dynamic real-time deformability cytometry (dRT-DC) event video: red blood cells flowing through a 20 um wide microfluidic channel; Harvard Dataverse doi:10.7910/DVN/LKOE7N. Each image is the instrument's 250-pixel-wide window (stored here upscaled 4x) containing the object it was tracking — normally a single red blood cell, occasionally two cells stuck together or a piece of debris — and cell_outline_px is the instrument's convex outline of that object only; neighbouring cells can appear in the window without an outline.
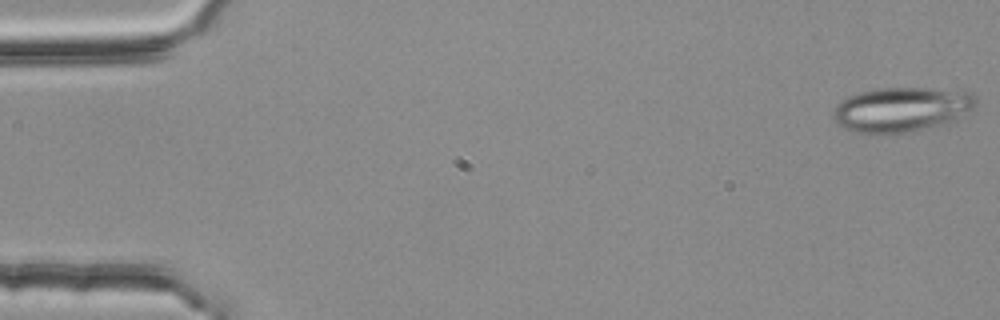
{"species": "common noctule bat (a hibernating species)", "species_latin": "Nyctalus noctula", "temperature_condition": "room temperature", "stored_images_in_passage": 4, "camera_frame_rate_fps": 3000, "um_per_image_px": 0.085, "animal": {"sex": "female", "body_mass_g": 25.1}, "frame": {"image": 1, "passage_image": 1, "time_ms": 0.0, "image_size_px": [1000, 320], "cell_outline_px": [[976, 104], [972, 108], [956, 120], [912, 132], [856, 132], [844, 128], [832, 116], [832, 112], [836, 104], [848, 96], [860, 92], [876, 88], [928, 88], [972, 92], [976, 96]], "centroid_in_image_um": [76.64, 9.28], "position_along_channel_um": 8.4, "area_um2": 36.82}}